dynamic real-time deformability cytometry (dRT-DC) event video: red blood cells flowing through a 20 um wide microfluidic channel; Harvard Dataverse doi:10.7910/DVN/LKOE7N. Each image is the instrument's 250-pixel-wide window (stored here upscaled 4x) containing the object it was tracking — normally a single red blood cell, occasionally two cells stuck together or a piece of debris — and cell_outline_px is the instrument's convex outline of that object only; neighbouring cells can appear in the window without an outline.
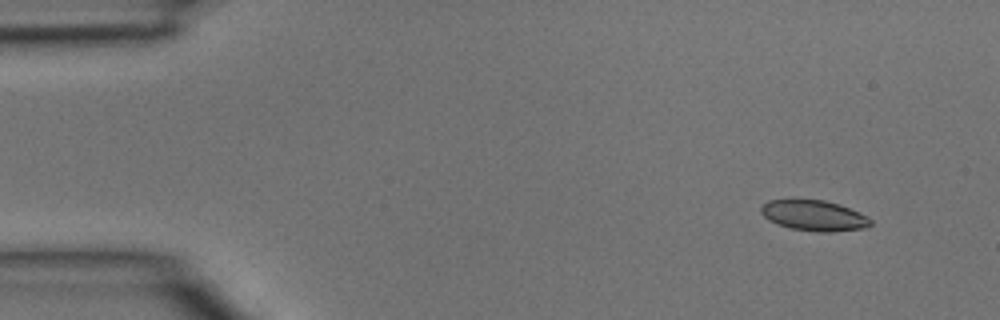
{"species": "common noctule bat (a hibernating species)", "species_latin": "Nyctalus noctula", "temperature_condition": "room temperature", "stored_images_in_passage": 3, "camera_frame_rate_fps": 3000, "um_per_image_px": 0.085, "animal": {"sex": "male", "body_mass_g": 15.6}, "frame": {"image": 1, "passage_image": 1, "time_ms": 0.0, "image_size_px": [1000, 320], "cell_outline_px": [[872, 224], [868, 228], [832, 232], [816, 232], [792, 228], [776, 224], [768, 220], [760, 212], [760, 208], [768, 200], [824, 200], [860, 212], [868, 216], [872, 220]], "centroid_in_image_um": [69.22, 18.34], "position_along_channel_um": 15.8, "area_um2": 19.54}}